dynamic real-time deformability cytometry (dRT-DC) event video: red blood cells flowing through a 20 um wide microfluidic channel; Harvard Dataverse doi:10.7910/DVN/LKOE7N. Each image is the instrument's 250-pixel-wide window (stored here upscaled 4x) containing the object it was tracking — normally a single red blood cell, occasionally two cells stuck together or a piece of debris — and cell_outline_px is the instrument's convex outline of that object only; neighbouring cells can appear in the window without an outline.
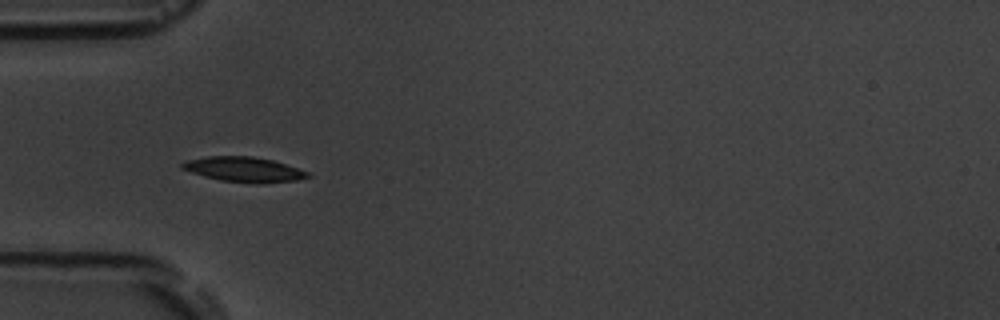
{"species": "common noctule bat (a hibernating species)", "species_latin": "Nyctalus noctula", "temperature_condition": "room temperature", "stored_images_in_passage": 5, "camera_frame_rate_fps": 3000, "um_per_image_px": 0.085, "animal": {"sex": "male", "body_mass_g": 19.5, "forearm_length_mm": 54.6}, "frame": {"image": 1, "passage_image": 4, "time_ms": 3.667, "image_size_px": [1000, 320], "cell_outline_px": [[312, 176], [296, 180], [260, 184], [256, 184], [220, 180], [204, 176], [180, 168], [180, 164], [184, 160], [208, 156], [252, 156], [272, 160], [308, 172]], "centroid_in_image_um": [20.69, 14.4], "position_along_channel_um": 64.3, "area_um2": 18.26}}
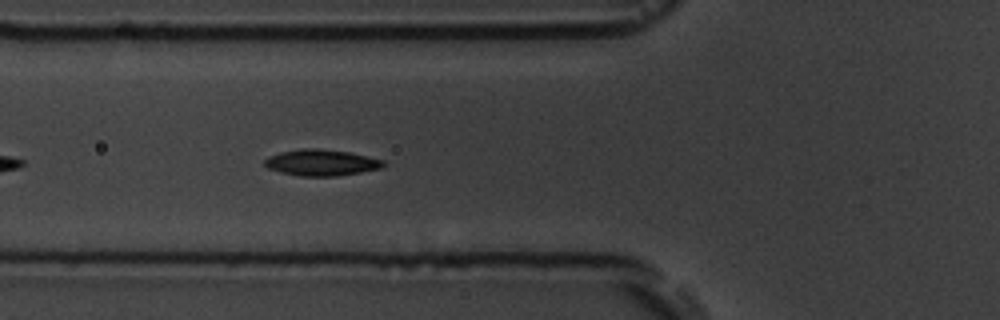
{"frame": {"image": 2, "passage_image": 5, "time_ms": 4.667, "image_size_px": [1000, 320], "cell_outline_px": [[388, 164], [384, 168], [336, 176], [300, 176], [280, 172], [268, 168], [264, 164], [264, 160], [268, 156], [280, 152], [300, 148], [316, 148], [348, 152], [384, 160]], "centroid_in_image_um": [27.33, 13.82], "position_along_channel_um": 98.5, "area_um2": 18.26}}